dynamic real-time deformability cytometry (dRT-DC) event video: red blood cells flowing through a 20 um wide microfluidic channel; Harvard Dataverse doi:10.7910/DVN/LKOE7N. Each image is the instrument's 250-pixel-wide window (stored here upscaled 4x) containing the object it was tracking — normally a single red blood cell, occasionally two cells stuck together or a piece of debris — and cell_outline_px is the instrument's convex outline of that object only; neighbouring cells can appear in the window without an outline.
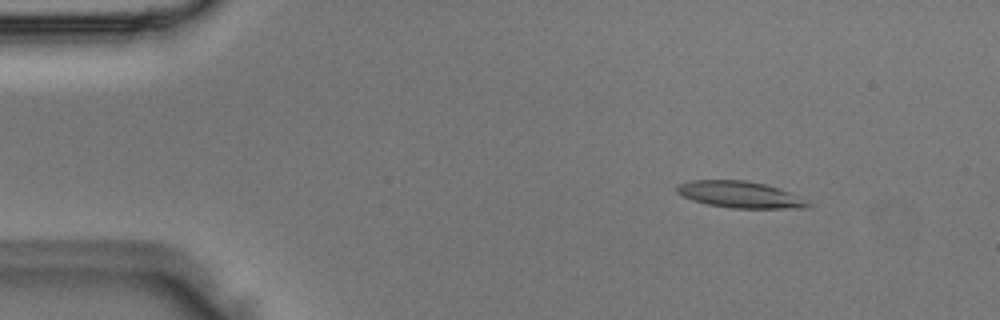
{"species": "Egyptian fruit bat (a non-hibernating species)", "species_latin": "Rousettus aegyptiacus", "temperature_condition": "room temperature", "stored_images_in_passage": 49, "segment_of_instrument_passage": [1, 2], "camera_frame_rate_fps": 3000, "um_per_image_px": 0.085, "animal": {"sex": "male"}, "frame": {"image": 1, "passage_image": 6, "time_ms": 1.667, "image_size_px": [1000, 320], "cell_outline_px": [[812, 204], [808, 208], [732, 208], [708, 204], [692, 200], [676, 192], [676, 188], [680, 184], [692, 180], [744, 180], [764, 184], [780, 188]], "centroid_in_image_um": [62.89, 16.54], "position_along_channel_um": 22.1, "area_um2": 20.0}}
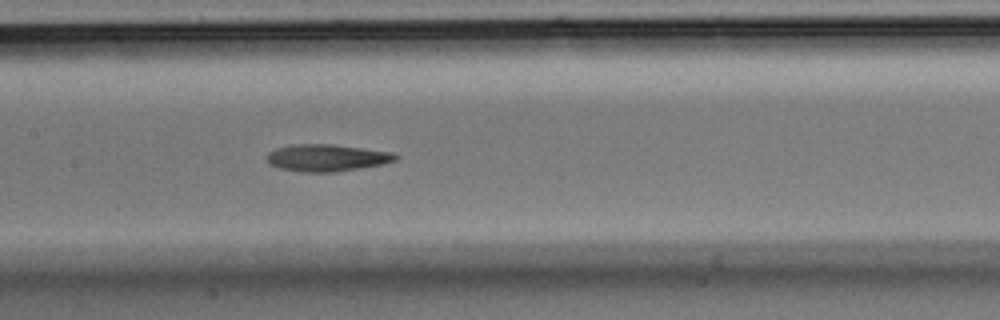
{"frame": {"image": 2, "passage_image": 23, "time_ms": 7.333, "image_size_px": [1000, 320], "cell_outline_px": [[400, 156], [396, 160], [384, 164], [332, 172], [300, 172], [280, 168], [272, 164], [268, 160], [268, 152], [276, 148], [292, 144], [332, 144], [392, 152]], "centroid_in_image_um": [27.8, 13.4], "position_along_channel_um": 179.6, "area_um2": 20.11}}
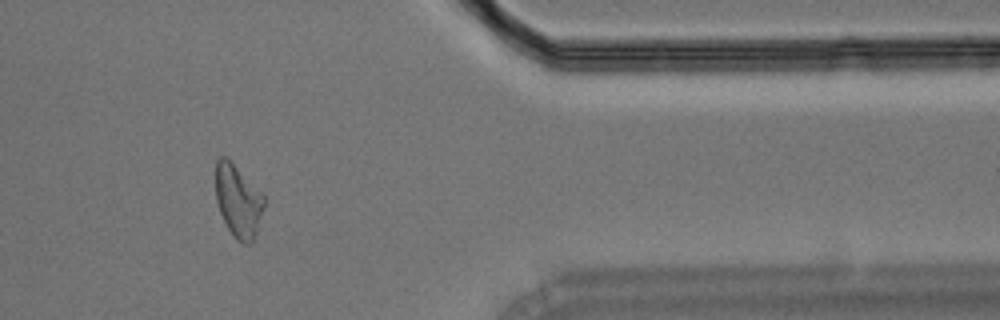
{"frame": {"image": 3, "passage_image": 40, "time_ms": 13.0, "image_size_px": [1000, 320], "cell_outline_px": [[264, 208], [252, 244], [244, 244], [236, 240], [232, 236], [220, 212], [216, 200], [216, 160], [220, 156], [228, 156], [264, 192]], "centroid_in_image_um": [20.26, 17.02], "position_along_channel_um": 391.1, "area_um2": 21.1}}